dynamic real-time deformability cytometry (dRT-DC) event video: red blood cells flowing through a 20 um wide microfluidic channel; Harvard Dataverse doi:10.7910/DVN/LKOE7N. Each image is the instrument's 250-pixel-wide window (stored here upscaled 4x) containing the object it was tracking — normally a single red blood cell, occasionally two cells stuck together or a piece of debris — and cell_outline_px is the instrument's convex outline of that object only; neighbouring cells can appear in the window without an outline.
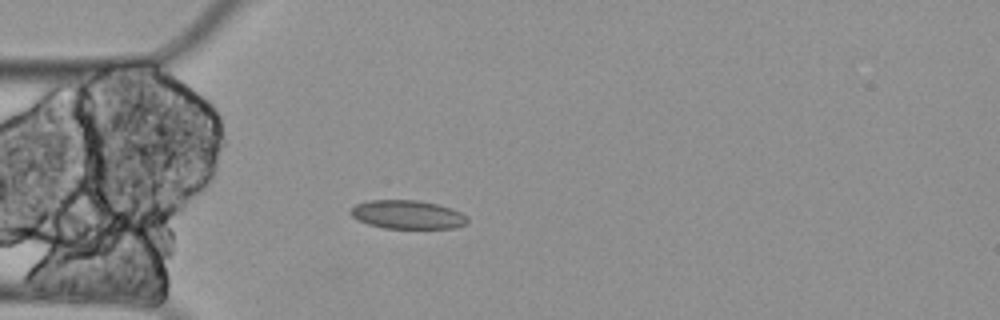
{"species": "Egyptian fruit bat (a non-hibernating species)", "species_latin": "Rousettus aegyptiacus", "temperature_condition": "cold", "stored_images_in_passage": 5, "camera_frame_rate_fps": 3000, "um_per_image_px": 0.085, "animal": {"sex": "female"}, "frame": {"image": 1, "passage_image": 5, "time_ms": 1.333, "image_size_px": [1000, 320], "cell_outline_px": [[468, 220], [464, 224], [456, 228], [384, 228], [368, 224], [352, 216], [348, 212], [356, 204], [368, 200], [416, 200], [436, 204], [452, 208], [468, 216]], "centroid_in_image_um": [34.64, 18.24], "position_along_channel_um": 50.4, "area_um2": 19.42}}